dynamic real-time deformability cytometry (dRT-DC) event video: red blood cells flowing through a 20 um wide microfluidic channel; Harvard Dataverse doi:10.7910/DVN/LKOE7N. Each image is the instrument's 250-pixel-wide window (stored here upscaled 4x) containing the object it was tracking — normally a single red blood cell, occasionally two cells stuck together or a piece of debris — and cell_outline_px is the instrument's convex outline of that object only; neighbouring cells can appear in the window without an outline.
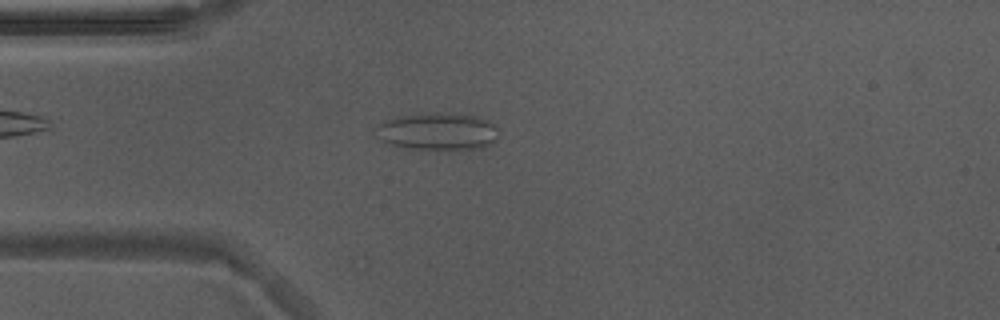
{"species": "Egyptian fruit bat (a non-hibernating species)", "species_latin": "Rousettus aegyptiacus", "temperature_condition": "warm", "stored_images_in_passage": 31, "camera_frame_rate_fps": 3000, "um_per_image_px": 0.085, "animal": {"sex": "male"}, "frame": {"image": 1, "passage_image": 13, "time_ms": 4.0, "image_size_px": [1000, 320], "cell_outline_px": [[496, 140], [484, 148], [404, 148], [380, 140], [376, 136], [380, 124], [384, 120], [396, 116], [424, 112], [436, 112], [476, 116], [488, 120], [496, 124]], "centroid_in_image_um": [37.19, 11.14], "position_along_channel_um": 47.8, "area_um2": 26.47}}
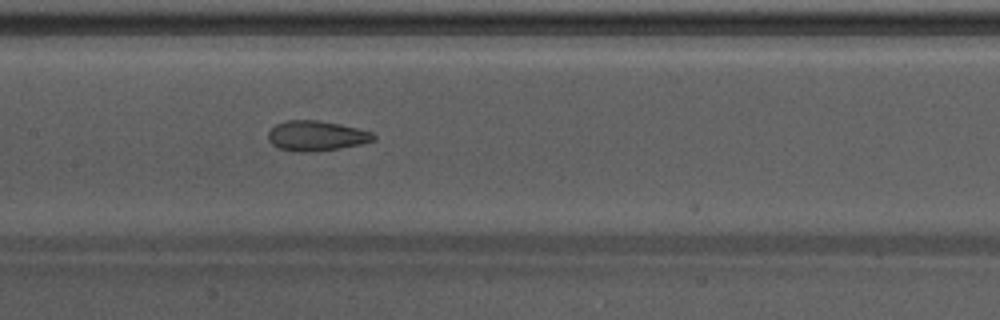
{"frame": {"image": 2, "passage_image": 24, "time_ms": 7.667, "image_size_px": [1000, 320], "cell_outline_px": [[376, 140], [360, 144], [340, 148], [312, 152], [292, 152], [280, 148], [272, 144], [268, 140], [268, 132], [276, 124], [288, 120], [316, 120], [340, 124], [372, 132], [376, 136]], "centroid_in_image_um": [26.88, 11.55], "position_along_channel_um": 180.5, "area_um2": 18.5}}
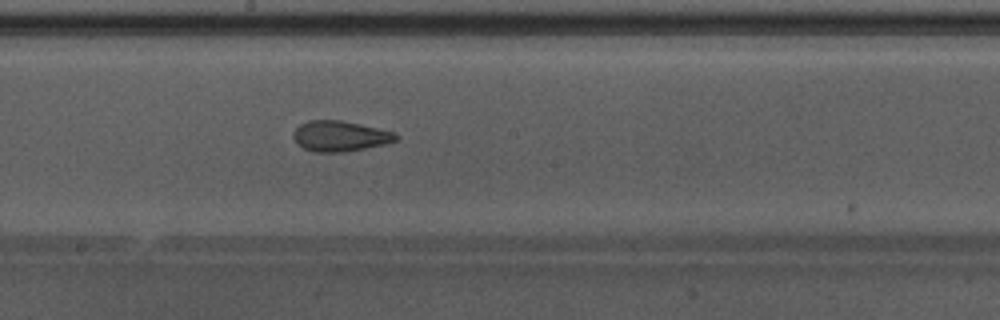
{"frame": {"image": 3, "passage_image": 27, "time_ms": 8.667, "image_size_px": [1000, 320], "cell_outline_px": [[400, 136], [396, 140], [384, 144], [344, 152], [316, 152], [304, 148], [296, 144], [292, 136], [292, 132], [300, 124], [308, 120], [340, 120], [360, 124], [396, 132]], "centroid_in_image_um": [28.88, 11.56], "position_along_channel_um": 219.3, "area_um2": 18.32}}